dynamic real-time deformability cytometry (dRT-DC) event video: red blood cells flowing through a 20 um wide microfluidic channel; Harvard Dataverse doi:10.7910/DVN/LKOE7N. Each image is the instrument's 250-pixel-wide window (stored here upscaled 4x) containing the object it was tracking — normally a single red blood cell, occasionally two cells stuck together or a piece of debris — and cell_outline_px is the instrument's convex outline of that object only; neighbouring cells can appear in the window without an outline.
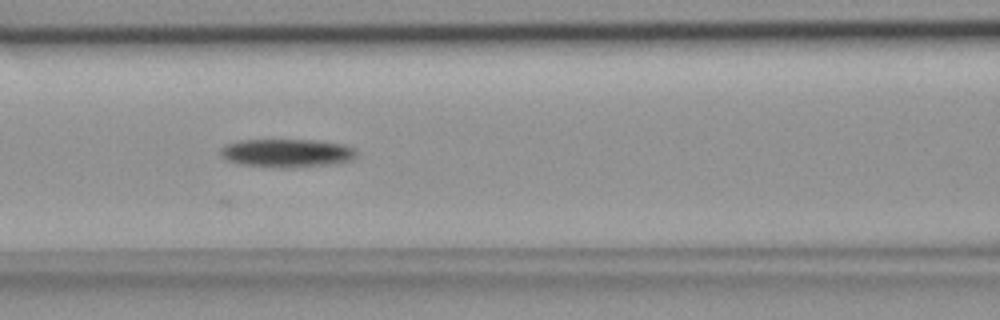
{"species": "common noctule bat (a hibernating species)", "species_latin": "Nyctalus noctula", "temperature_condition": "room temperature", "stored_images_in_passage": 21, "camera_frame_rate_fps": 3000, "um_per_image_px": 0.085, "animal": {"sex": "female", "body_mass_g": 18.4}, "frame": {"image": 1, "passage_image": 6, "time_ms": 1.667, "image_size_px": [1000, 320], "cell_outline_px": [[356, 156], [352, 160], [324, 164], [280, 168], [236, 164], [220, 156], [220, 148], [224, 144], [240, 140], [316, 140], [344, 144], [356, 148]], "centroid_in_image_um": [24.32, 12.99], "position_along_channel_um": 142.3, "area_um2": 22.48}}
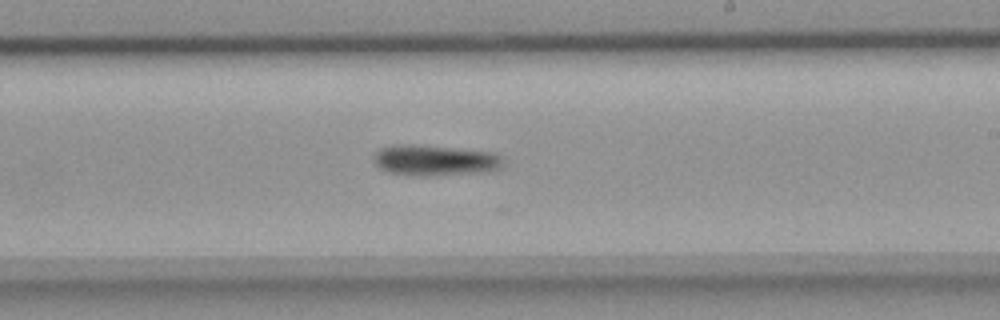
{"frame": {"image": 2, "passage_image": 14, "time_ms": 4.333, "image_size_px": [1000, 320], "cell_outline_px": [[504, 168], [484, 172], [424, 176], [420, 176], [388, 172], [380, 168], [372, 160], [372, 156], [380, 148], [392, 144], [412, 144], [496, 152], [504, 160]], "centroid_in_image_um": [36.98, 13.62], "position_along_channel_um": 252.0, "area_um2": 23.52}}
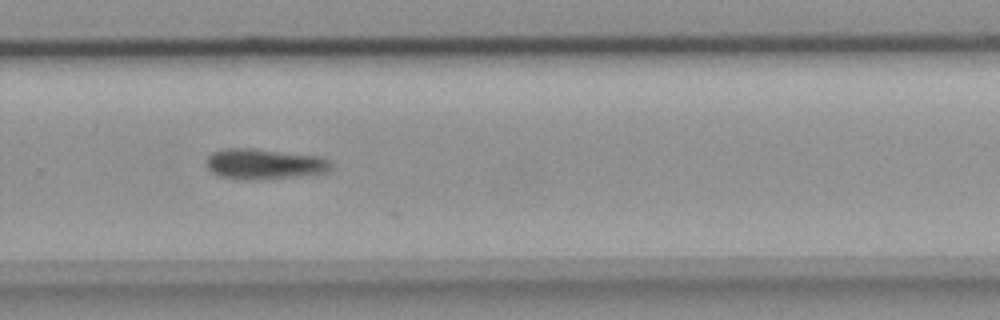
{"frame": {"image": 3, "passage_image": 18, "time_ms": 5.667, "image_size_px": [1000, 320], "cell_outline_px": [[336, 164], [332, 172], [300, 176], [264, 180], [248, 180], [220, 176], [212, 172], [208, 168], [208, 156], [212, 152], [224, 148], [252, 148], [324, 156], [332, 160]], "centroid_in_image_um": [22.62, 13.94], "position_along_channel_um": 307.2, "area_um2": 22.89}}